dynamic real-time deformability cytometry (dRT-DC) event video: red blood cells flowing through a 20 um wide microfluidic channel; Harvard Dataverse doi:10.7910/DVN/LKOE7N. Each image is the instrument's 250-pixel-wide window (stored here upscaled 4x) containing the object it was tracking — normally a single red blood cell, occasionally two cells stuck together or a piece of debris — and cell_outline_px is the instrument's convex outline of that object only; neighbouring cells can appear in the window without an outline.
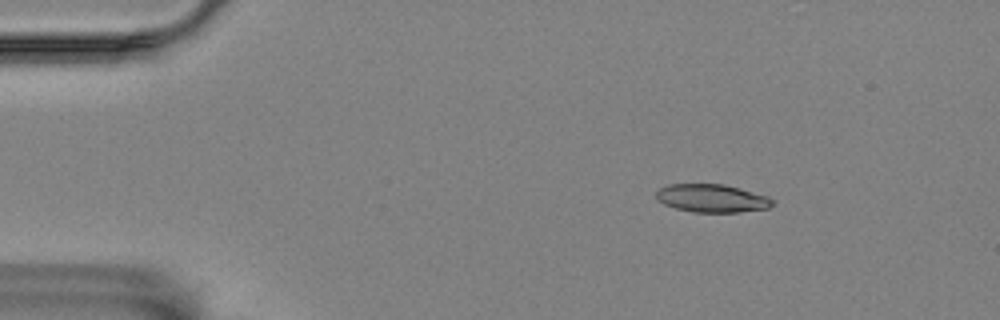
{"species": "Egyptian fruit bat (a non-hibernating species)", "species_latin": "Rousettus aegyptiacus", "temperature_condition": "room temperature", "stored_images_in_passage": 27, "camera_frame_rate_fps": 3000, "um_per_image_px": 0.085, "animal": {"sex": "female"}, "frame": {"image": 1, "passage_image": 3, "time_ms": 0.667, "image_size_px": [1000, 320], "cell_outline_px": [[776, 204], [768, 208], [740, 212], [692, 212], [676, 208], [664, 204], [656, 200], [656, 192], [660, 188], [668, 184], [724, 184], [768, 196]], "centroid_in_image_um": [60.51, 16.85], "position_along_channel_um": 24.5, "area_um2": 19.07}}
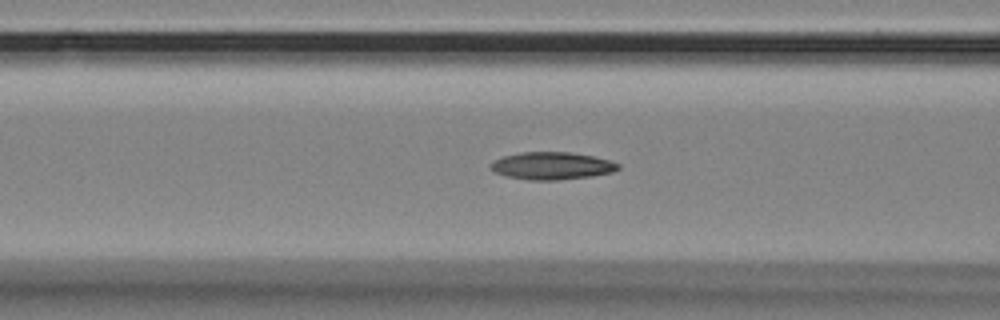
{"frame": {"image": 2, "passage_image": 17, "time_ms": 5.333, "image_size_px": [1000, 320], "cell_outline_px": [[620, 168], [612, 172], [592, 176], [556, 180], [528, 180], [504, 176], [488, 168], [488, 164], [504, 156], [520, 152], [568, 152], [592, 156], [608, 160], [620, 164]], "centroid_in_image_um": [46.87, 14.1], "position_along_channel_um": 119.7, "area_um2": 20.4}}
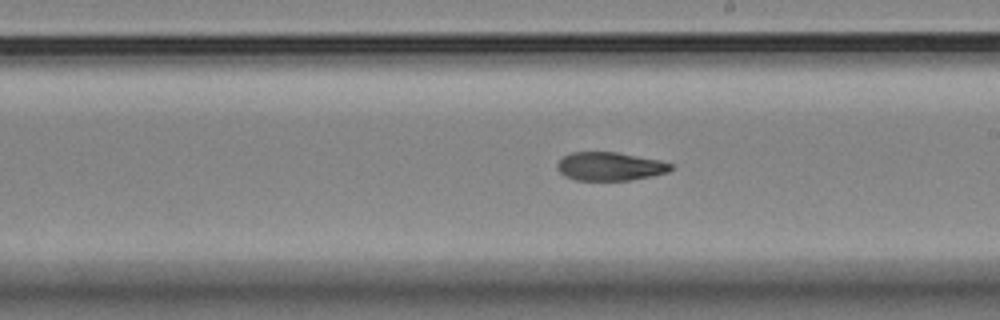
{"frame": {"image": 3, "passage_image": 27, "time_ms": 8.667, "image_size_px": [1000, 320], "cell_outline_px": [[672, 168], [668, 172], [652, 176], [628, 180], [576, 180], [564, 176], [556, 168], [556, 164], [564, 156], [572, 152], [616, 152], [660, 160], [672, 164]], "centroid_in_image_um": [51.83, 14.14], "position_along_channel_um": 237.2, "area_um2": 18.79}}